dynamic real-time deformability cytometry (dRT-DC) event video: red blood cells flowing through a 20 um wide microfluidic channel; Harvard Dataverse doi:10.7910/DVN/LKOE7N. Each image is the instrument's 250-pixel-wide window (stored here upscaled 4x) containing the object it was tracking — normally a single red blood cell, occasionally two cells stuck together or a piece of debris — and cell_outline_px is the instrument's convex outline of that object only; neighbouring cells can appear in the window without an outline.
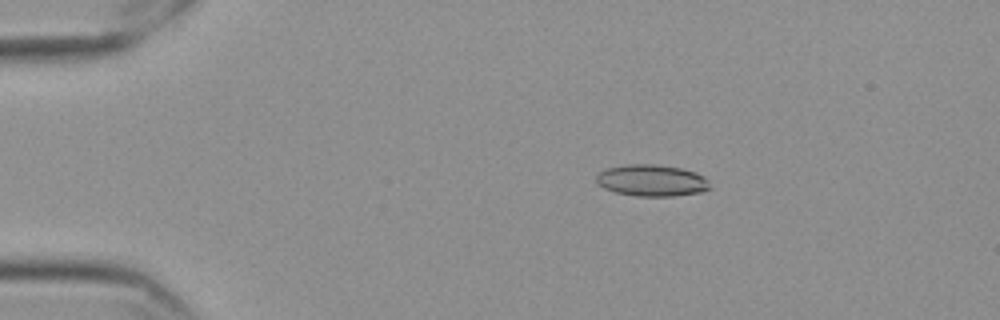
{"species": "Egyptian fruit bat (a non-hibernating species)", "species_latin": "Rousettus aegyptiacus", "temperature_condition": "cold", "stored_images_in_passage": 53, "camera_frame_rate_fps": 3000, "um_per_image_px": 0.085, "frame": {"image": 1, "passage_image": 6, "time_ms": 1.667, "image_size_px": [1000, 320], "cell_outline_px": [[712, 188], [704, 192], [676, 196], [636, 196], [616, 192], [604, 188], [596, 184], [596, 172], [604, 168], [628, 164], [656, 164], [680, 168], [696, 172], [704, 176], [708, 180]], "centroid_in_image_um": [55.4, 15.34], "position_along_channel_um": 29.6, "area_um2": 21.39}}
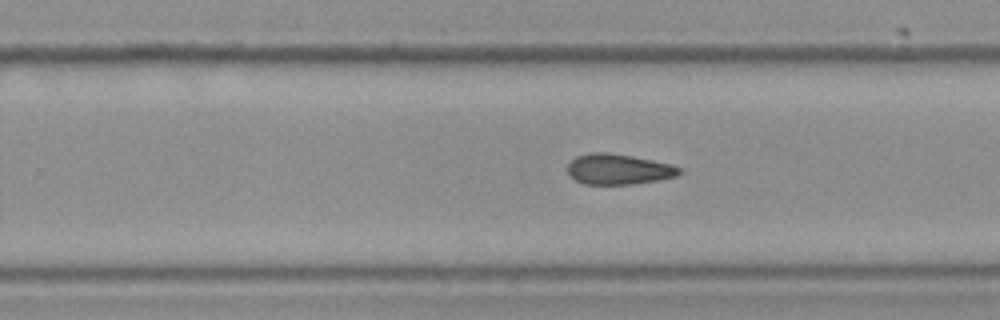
{"frame": {"image": 2, "passage_image": 32, "time_ms": 10.333, "image_size_px": [1000, 320], "cell_outline_px": [[680, 172], [676, 176], [656, 180], [632, 184], [584, 184], [576, 180], [568, 172], [568, 164], [576, 156], [588, 152], [608, 152], [632, 156], [672, 164], [680, 168]], "centroid_in_image_um": [52.55, 14.37], "position_along_channel_um": 277.3, "area_um2": 19.71}}
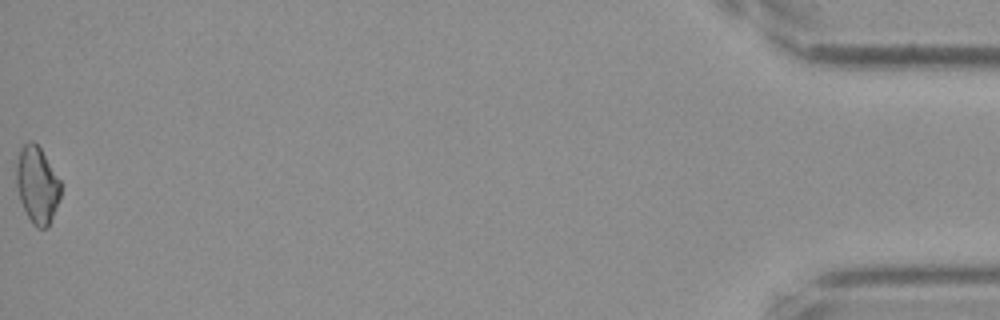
{"frame": {"image": 3, "passage_image": 53, "time_ms": 17.333, "image_size_px": [1000, 320], "cell_outline_px": [[60, 196], [48, 228], [36, 228], [32, 224], [20, 200], [16, 184], [16, 164], [20, 148], [28, 140], [32, 140], [40, 148], [60, 180]], "centroid_in_image_um": [3.14, 15.71], "position_along_channel_um": 432.1, "area_um2": 19.71}, "authors_computed_cell_mechanics": {"area_um2": 19.9988, "velocity_mm_per_s": 3.5631, "shape_relaxation_time_tau1_ms": null, "shape_relaxation_time_tau2_ms": 7.4895, "deformation_change_tau1": null, "deformation_change_tau2": 0.1463}}